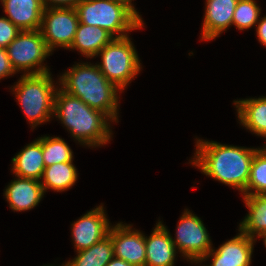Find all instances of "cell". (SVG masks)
Listing matches in <instances>:
<instances>
[{"instance_id": "cell-1", "label": "cell", "mask_w": 266, "mask_h": 266, "mask_svg": "<svg viewBox=\"0 0 266 266\" xmlns=\"http://www.w3.org/2000/svg\"><path fill=\"white\" fill-rule=\"evenodd\" d=\"M258 149L196 138V152L189 163L204 175L241 191L245 196L251 164Z\"/></svg>"}, {"instance_id": "cell-2", "label": "cell", "mask_w": 266, "mask_h": 266, "mask_svg": "<svg viewBox=\"0 0 266 266\" xmlns=\"http://www.w3.org/2000/svg\"><path fill=\"white\" fill-rule=\"evenodd\" d=\"M59 87L54 96L53 117L58 118L81 145L95 148L107 144L112 137V120Z\"/></svg>"}, {"instance_id": "cell-3", "label": "cell", "mask_w": 266, "mask_h": 266, "mask_svg": "<svg viewBox=\"0 0 266 266\" xmlns=\"http://www.w3.org/2000/svg\"><path fill=\"white\" fill-rule=\"evenodd\" d=\"M96 65L77 63L60 75L61 89L66 93L78 97L89 107L100 110L112 122L118 121L119 98L122 92L102 74Z\"/></svg>"}, {"instance_id": "cell-4", "label": "cell", "mask_w": 266, "mask_h": 266, "mask_svg": "<svg viewBox=\"0 0 266 266\" xmlns=\"http://www.w3.org/2000/svg\"><path fill=\"white\" fill-rule=\"evenodd\" d=\"M75 10L79 23L98 26L114 38L144 27V21L126 4L117 0H81Z\"/></svg>"}, {"instance_id": "cell-5", "label": "cell", "mask_w": 266, "mask_h": 266, "mask_svg": "<svg viewBox=\"0 0 266 266\" xmlns=\"http://www.w3.org/2000/svg\"><path fill=\"white\" fill-rule=\"evenodd\" d=\"M51 74H22L11 88L32 129L49 122L53 116L54 96L58 86L54 84Z\"/></svg>"}, {"instance_id": "cell-6", "label": "cell", "mask_w": 266, "mask_h": 266, "mask_svg": "<svg viewBox=\"0 0 266 266\" xmlns=\"http://www.w3.org/2000/svg\"><path fill=\"white\" fill-rule=\"evenodd\" d=\"M101 62L97 64L102 74L119 90H123L136 78L142 65L129 35L113 38L97 54Z\"/></svg>"}, {"instance_id": "cell-7", "label": "cell", "mask_w": 266, "mask_h": 266, "mask_svg": "<svg viewBox=\"0 0 266 266\" xmlns=\"http://www.w3.org/2000/svg\"><path fill=\"white\" fill-rule=\"evenodd\" d=\"M6 51L16 73L24 71L23 75H40L50 72L44 61L52 52L47 48L40 29L21 31Z\"/></svg>"}, {"instance_id": "cell-8", "label": "cell", "mask_w": 266, "mask_h": 266, "mask_svg": "<svg viewBox=\"0 0 266 266\" xmlns=\"http://www.w3.org/2000/svg\"><path fill=\"white\" fill-rule=\"evenodd\" d=\"M79 23L75 8H44L40 31L47 48L53 52L60 47L69 49Z\"/></svg>"}, {"instance_id": "cell-9", "label": "cell", "mask_w": 266, "mask_h": 266, "mask_svg": "<svg viewBox=\"0 0 266 266\" xmlns=\"http://www.w3.org/2000/svg\"><path fill=\"white\" fill-rule=\"evenodd\" d=\"M179 219L176 239L172 237L176 250L185 259L204 258L213 247L203 221L188 209Z\"/></svg>"}, {"instance_id": "cell-10", "label": "cell", "mask_w": 266, "mask_h": 266, "mask_svg": "<svg viewBox=\"0 0 266 266\" xmlns=\"http://www.w3.org/2000/svg\"><path fill=\"white\" fill-rule=\"evenodd\" d=\"M235 237L226 241L218 249H211L204 258L185 259L190 263L200 264L211 260L210 266H250L255 239L239 230Z\"/></svg>"}, {"instance_id": "cell-11", "label": "cell", "mask_w": 266, "mask_h": 266, "mask_svg": "<svg viewBox=\"0 0 266 266\" xmlns=\"http://www.w3.org/2000/svg\"><path fill=\"white\" fill-rule=\"evenodd\" d=\"M118 222L111 225L108 235L113 243L114 256L132 266H145L146 246L145 235L140 230L133 229V225Z\"/></svg>"}, {"instance_id": "cell-12", "label": "cell", "mask_w": 266, "mask_h": 266, "mask_svg": "<svg viewBox=\"0 0 266 266\" xmlns=\"http://www.w3.org/2000/svg\"><path fill=\"white\" fill-rule=\"evenodd\" d=\"M106 215L101 204L71 224V237L76 252L87 249L108 236L111 224Z\"/></svg>"}, {"instance_id": "cell-13", "label": "cell", "mask_w": 266, "mask_h": 266, "mask_svg": "<svg viewBox=\"0 0 266 266\" xmlns=\"http://www.w3.org/2000/svg\"><path fill=\"white\" fill-rule=\"evenodd\" d=\"M238 0H206L201 40L211 41L232 26Z\"/></svg>"}, {"instance_id": "cell-14", "label": "cell", "mask_w": 266, "mask_h": 266, "mask_svg": "<svg viewBox=\"0 0 266 266\" xmlns=\"http://www.w3.org/2000/svg\"><path fill=\"white\" fill-rule=\"evenodd\" d=\"M158 221L150 236H145V266H174L177 250L169 230Z\"/></svg>"}, {"instance_id": "cell-15", "label": "cell", "mask_w": 266, "mask_h": 266, "mask_svg": "<svg viewBox=\"0 0 266 266\" xmlns=\"http://www.w3.org/2000/svg\"><path fill=\"white\" fill-rule=\"evenodd\" d=\"M5 188L4 196L9 207L16 212L33 209L45 193L40 181L28 178H14Z\"/></svg>"}, {"instance_id": "cell-16", "label": "cell", "mask_w": 266, "mask_h": 266, "mask_svg": "<svg viewBox=\"0 0 266 266\" xmlns=\"http://www.w3.org/2000/svg\"><path fill=\"white\" fill-rule=\"evenodd\" d=\"M6 17L20 30H39L44 6L42 0H0Z\"/></svg>"}, {"instance_id": "cell-17", "label": "cell", "mask_w": 266, "mask_h": 266, "mask_svg": "<svg viewBox=\"0 0 266 266\" xmlns=\"http://www.w3.org/2000/svg\"><path fill=\"white\" fill-rule=\"evenodd\" d=\"M44 169L42 137L27 144L12 158V173L15 177L40 181Z\"/></svg>"}, {"instance_id": "cell-18", "label": "cell", "mask_w": 266, "mask_h": 266, "mask_svg": "<svg viewBox=\"0 0 266 266\" xmlns=\"http://www.w3.org/2000/svg\"><path fill=\"white\" fill-rule=\"evenodd\" d=\"M237 118L251 133L266 138V96L233 101Z\"/></svg>"}, {"instance_id": "cell-19", "label": "cell", "mask_w": 266, "mask_h": 266, "mask_svg": "<svg viewBox=\"0 0 266 266\" xmlns=\"http://www.w3.org/2000/svg\"><path fill=\"white\" fill-rule=\"evenodd\" d=\"M113 38L101 27L78 23L75 39L69 50L75 49L86 58H94Z\"/></svg>"}, {"instance_id": "cell-20", "label": "cell", "mask_w": 266, "mask_h": 266, "mask_svg": "<svg viewBox=\"0 0 266 266\" xmlns=\"http://www.w3.org/2000/svg\"><path fill=\"white\" fill-rule=\"evenodd\" d=\"M243 201L249 212L240 222L238 230L257 241L256 236L266 232V194L245 195Z\"/></svg>"}, {"instance_id": "cell-21", "label": "cell", "mask_w": 266, "mask_h": 266, "mask_svg": "<svg viewBox=\"0 0 266 266\" xmlns=\"http://www.w3.org/2000/svg\"><path fill=\"white\" fill-rule=\"evenodd\" d=\"M77 172L73 161L55 163L45 167L40 179L44 192L48 189L62 192L72 188L78 179L79 173Z\"/></svg>"}, {"instance_id": "cell-22", "label": "cell", "mask_w": 266, "mask_h": 266, "mask_svg": "<svg viewBox=\"0 0 266 266\" xmlns=\"http://www.w3.org/2000/svg\"><path fill=\"white\" fill-rule=\"evenodd\" d=\"M76 257L61 266H105L114 257L113 243L108 235L91 247L78 251Z\"/></svg>"}, {"instance_id": "cell-23", "label": "cell", "mask_w": 266, "mask_h": 266, "mask_svg": "<svg viewBox=\"0 0 266 266\" xmlns=\"http://www.w3.org/2000/svg\"><path fill=\"white\" fill-rule=\"evenodd\" d=\"M42 153L45 167L55 163L73 161L70 146L60 137H42Z\"/></svg>"}, {"instance_id": "cell-24", "label": "cell", "mask_w": 266, "mask_h": 266, "mask_svg": "<svg viewBox=\"0 0 266 266\" xmlns=\"http://www.w3.org/2000/svg\"><path fill=\"white\" fill-rule=\"evenodd\" d=\"M266 194V148H259L251 164L245 195Z\"/></svg>"}, {"instance_id": "cell-25", "label": "cell", "mask_w": 266, "mask_h": 266, "mask_svg": "<svg viewBox=\"0 0 266 266\" xmlns=\"http://www.w3.org/2000/svg\"><path fill=\"white\" fill-rule=\"evenodd\" d=\"M260 13L261 9L255 0H238L232 25L240 31L250 29L258 23Z\"/></svg>"}, {"instance_id": "cell-26", "label": "cell", "mask_w": 266, "mask_h": 266, "mask_svg": "<svg viewBox=\"0 0 266 266\" xmlns=\"http://www.w3.org/2000/svg\"><path fill=\"white\" fill-rule=\"evenodd\" d=\"M21 31L7 17H0V47L7 48Z\"/></svg>"}, {"instance_id": "cell-27", "label": "cell", "mask_w": 266, "mask_h": 266, "mask_svg": "<svg viewBox=\"0 0 266 266\" xmlns=\"http://www.w3.org/2000/svg\"><path fill=\"white\" fill-rule=\"evenodd\" d=\"M13 74L16 72L11 65L6 48L0 47V80Z\"/></svg>"}, {"instance_id": "cell-28", "label": "cell", "mask_w": 266, "mask_h": 266, "mask_svg": "<svg viewBox=\"0 0 266 266\" xmlns=\"http://www.w3.org/2000/svg\"><path fill=\"white\" fill-rule=\"evenodd\" d=\"M81 0H42L44 8H75Z\"/></svg>"}, {"instance_id": "cell-29", "label": "cell", "mask_w": 266, "mask_h": 266, "mask_svg": "<svg viewBox=\"0 0 266 266\" xmlns=\"http://www.w3.org/2000/svg\"><path fill=\"white\" fill-rule=\"evenodd\" d=\"M256 28L258 41L266 47V16L259 18Z\"/></svg>"}, {"instance_id": "cell-30", "label": "cell", "mask_w": 266, "mask_h": 266, "mask_svg": "<svg viewBox=\"0 0 266 266\" xmlns=\"http://www.w3.org/2000/svg\"><path fill=\"white\" fill-rule=\"evenodd\" d=\"M105 266H132V265L130 263L114 256L110 260V262Z\"/></svg>"}, {"instance_id": "cell-31", "label": "cell", "mask_w": 266, "mask_h": 266, "mask_svg": "<svg viewBox=\"0 0 266 266\" xmlns=\"http://www.w3.org/2000/svg\"><path fill=\"white\" fill-rule=\"evenodd\" d=\"M117 1L126 3L142 19L141 15H139V12H137L134 4H132V1L134 0H117Z\"/></svg>"}, {"instance_id": "cell-32", "label": "cell", "mask_w": 266, "mask_h": 266, "mask_svg": "<svg viewBox=\"0 0 266 266\" xmlns=\"http://www.w3.org/2000/svg\"><path fill=\"white\" fill-rule=\"evenodd\" d=\"M257 238H263V241H264V245L266 247V232L265 233H259L257 236Z\"/></svg>"}]
</instances>
